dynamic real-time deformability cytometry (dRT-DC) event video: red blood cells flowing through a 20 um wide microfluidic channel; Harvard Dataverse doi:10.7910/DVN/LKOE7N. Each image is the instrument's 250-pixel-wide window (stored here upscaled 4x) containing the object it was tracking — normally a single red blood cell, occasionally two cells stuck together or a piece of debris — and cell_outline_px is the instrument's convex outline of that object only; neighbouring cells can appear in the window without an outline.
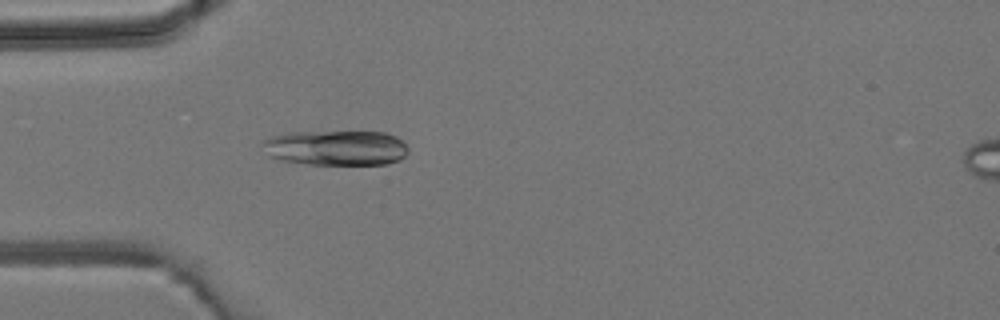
{"species": "common noctule bat (a hibernating species)", "species_latin": "Nyctalus noctula", "temperature_condition": "room temperature", "stored_images_in_passage": 3, "camera_frame_rate_fps": 3000, "um_per_image_px": 0.085, "animal": {"sex": "male", "body_mass_g": 19.2, "forearm_length_mm": 51.8}, "frame": {"image": 1, "passage_image": 2, "time_ms": 1.0, "image_size_px": [1000, 320], "cell_outline_px": [[408, 152], [400, 160], [388, 164], [308, 164], [280, 160], [268, 156], [260, 144], [260, 140], [272, 136], [292, 132], [384, 132], [396, 136], [408, 148]], "centroid_in_image_um": [28.52, 12.57], "position_along_channel_um": 56.5, "area_um2": 30.0}}